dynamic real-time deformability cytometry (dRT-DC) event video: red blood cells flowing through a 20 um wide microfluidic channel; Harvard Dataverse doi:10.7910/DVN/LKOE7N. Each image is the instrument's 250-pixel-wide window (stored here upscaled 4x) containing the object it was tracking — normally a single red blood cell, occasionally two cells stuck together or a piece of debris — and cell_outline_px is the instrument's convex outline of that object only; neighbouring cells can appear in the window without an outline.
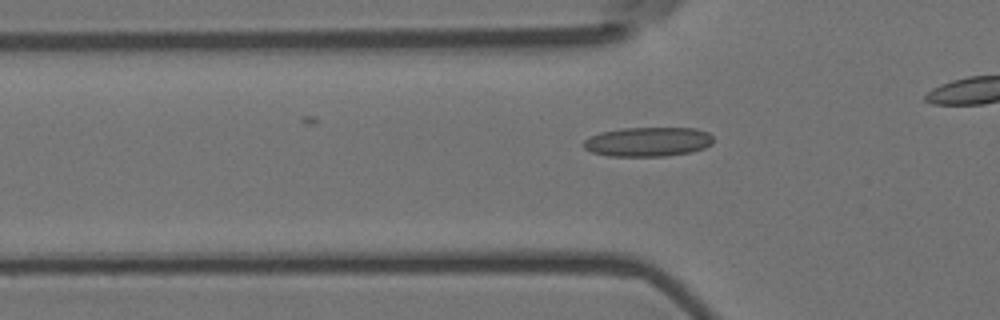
{"species": "Egyptian fruit bat (a non-hibernating species)", "species_latin": "Rousettus aegyptiacus", "temperature_condition": "room temperature", "stored_images_in_passage": 29, "camera_frame_rate_fps": 3000, "um_per_image_px": 0.085, "animal": {"sex": "female"}, "frame": {"image": 1, "passage_image": 3, "time_ms": 0.667, "image_size_px": [1000, 320], "cell_outline_px": [[712, 144], [704, 148], [692, 152], [664, 156], [608, 156], [592, 152], [584, 148], [584, 140], [600, 132], [620, 128], [696, 128], [708, 132], [712, 136]], "centroid_in_image_um": [55.09, 12.05], "position_along_channel_um": 70.7, "area_um2": 22.25}}
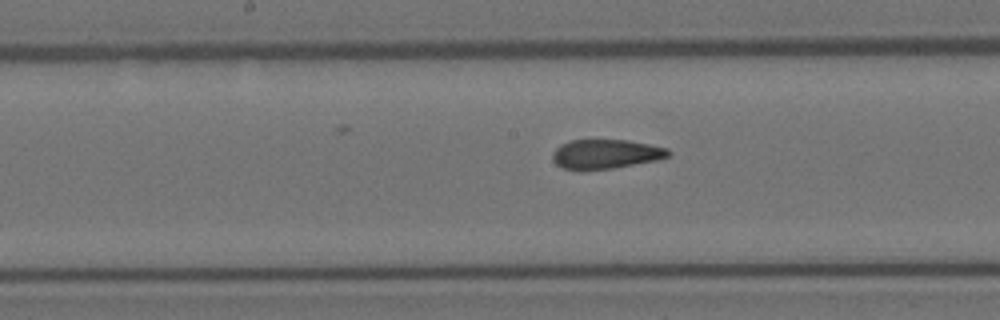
{"frame": {"image": 2, "passage_image": 13, "time_ms": 4.0, "image_size_px": [1000, 320], "cell_outline_px": [[672, 152], [668, 156], [656, 160], [612, 168], [580, 172], [564, 168], [556, 164], [552, 160], [552, 152], [560, 144], [572, 140], [628, 140], [668, 148]], "centroid_in_image_um": [51.43, 13.11], "position_along_channel_um": 196.8, "area_um2": 20.06}}
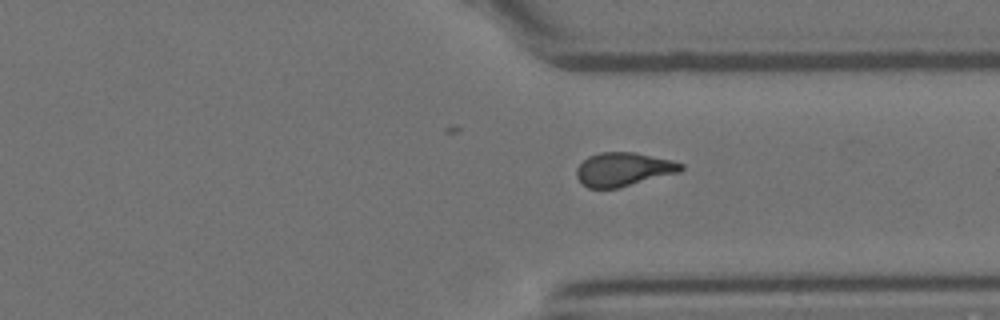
{"frame": {"image": 3, "passage_image": 26, "time_ms": 8.333, "image_size_px": [1000, 320], "cell_outline_px": [[684, 168], [680, 172], [620, 188], [588, 188], [576, 176], [576, 168], [588, 156], [600, 152], [632, 152], [672, 160], [684, 164]], "centroid_in_image_um": [53.01, 14.39], "position_along_channel_um": 358.4, "area_um2": 20.52}}